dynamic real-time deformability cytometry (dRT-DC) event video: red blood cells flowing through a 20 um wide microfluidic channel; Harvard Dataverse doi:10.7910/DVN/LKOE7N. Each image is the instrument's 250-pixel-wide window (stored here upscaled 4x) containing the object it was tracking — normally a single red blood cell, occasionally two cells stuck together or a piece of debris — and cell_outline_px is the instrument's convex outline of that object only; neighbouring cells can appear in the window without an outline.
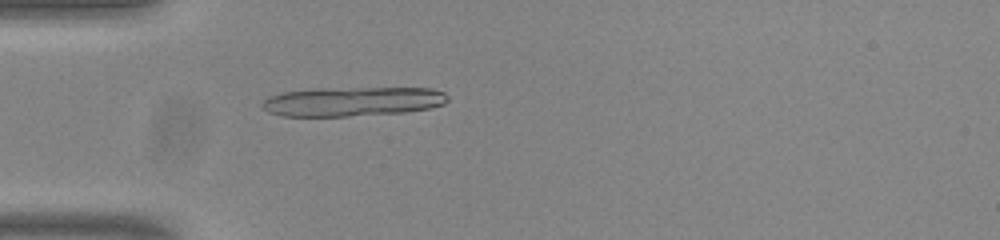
{"species": "common noctule bat (a hibernating species)", "species_latin": "Nyctalus noctula", "temperature_condition": "room temperature", "stored_images_in_passage": 53, "segment_of_instrument_passage": [1, 2], "camera_frame_rate_fps": 3000, "um_per_image_px": 0.085, "animal": {"sex": "male", "body_mass_g": 20.0, "forearm_length_mm": 53.3}, "frame": {"image": 1, "passage_image": 16, "time_ms": 5.0, "image_size_px": [1000, 240], "cell_outline_px": [[448, 100], [444, 104], [428, 108], [404, 112], [348, 116], [284, 116], [268, 112], [260, 104], [268, 96], [284, 92], [320, 88], [432, 88], [444, 92], [448, 96]], "centroid_in_image_um": [29.96, 8.62], "position_along_channel_um": 55.0, "area_um2": 31.67}}